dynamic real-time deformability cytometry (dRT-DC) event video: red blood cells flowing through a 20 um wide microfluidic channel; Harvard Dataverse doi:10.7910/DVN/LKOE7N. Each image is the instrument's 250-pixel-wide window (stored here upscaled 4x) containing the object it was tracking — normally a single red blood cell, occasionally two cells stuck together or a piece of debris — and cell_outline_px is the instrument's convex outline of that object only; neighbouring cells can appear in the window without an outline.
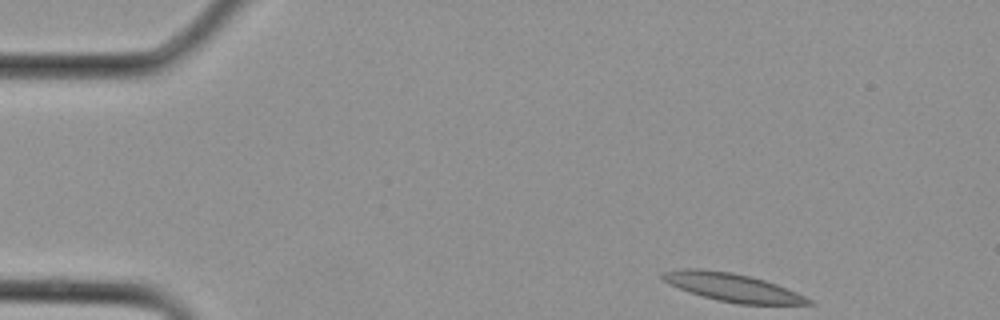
{"species": "Egyptian fruit bat (a non-hibernating species)", "species_latin": "Rousettus aegyptiacus", "temperature_condition": "cold", "stored_images_in_passage": 12, "camera_frame_rate_fps": 3000, "um_per_image_px": 0.085, "animal": {"sex": "female"}, "frame": {"image": 1, "passage_image": 1, "time_ms": 0.0, "image_size_px": [1000, 320], "cell_outline_px": [[816, 304], [736, 304], [716, 300], [688, 292], [664, 280], [660, 276], [660, 272], [680, 268], [700, 268], [732, 272], [764, 280], [776, 284], [796, 292], [812, 300]], "centroid_in_image_um": [62.22, 24.42], "position_along_channel_um": 22.8, "area_um2": 23.87}}
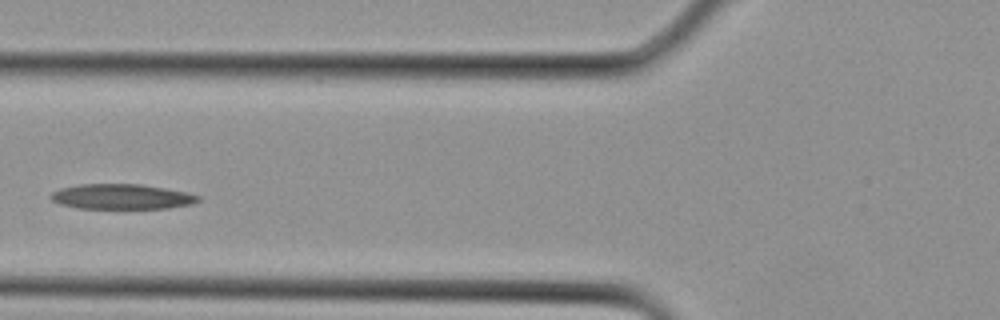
{"frame": {"image": 2, "passage_image": 9, "time_ms": 2.667, "image_size_px": [1000, 320], "cell_outline_px": [[200, 200], [192, 204], [168, 208], [76, 208], [60, 204], [52, 200], [48, 196], [52, 192], [60, 188], [80, 184], [140, 184], [188, 192], [200, 196]], "centroid_in_image_um": [10.33, 16.71], "position_along_channel_um": 115.5, "area_um2": 21.62}}
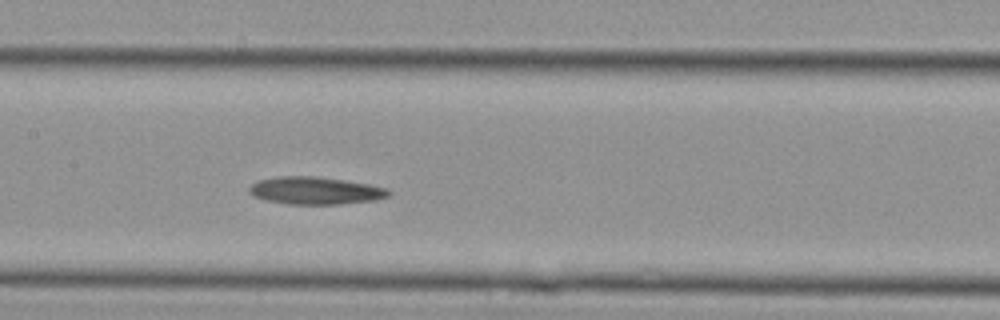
{"frame": {"image": 3, "passage_image": 12, "time_ms": 3.667, "image_size_px": [1000, 320], "cell_outline_px": [[392, 192], [388, 196], [372, 200], [340, 204], [288, 204], [264, 200], [252, 196], [248, 192], [248, 188], [256, 180], [276, 176], [316, 176], [344, 180], [368, 184], [388, 188]], "centroid_in_image_um": [26.74, 16.19], "position_along_channel_um": 180.7, "area_um2": 22.48}}